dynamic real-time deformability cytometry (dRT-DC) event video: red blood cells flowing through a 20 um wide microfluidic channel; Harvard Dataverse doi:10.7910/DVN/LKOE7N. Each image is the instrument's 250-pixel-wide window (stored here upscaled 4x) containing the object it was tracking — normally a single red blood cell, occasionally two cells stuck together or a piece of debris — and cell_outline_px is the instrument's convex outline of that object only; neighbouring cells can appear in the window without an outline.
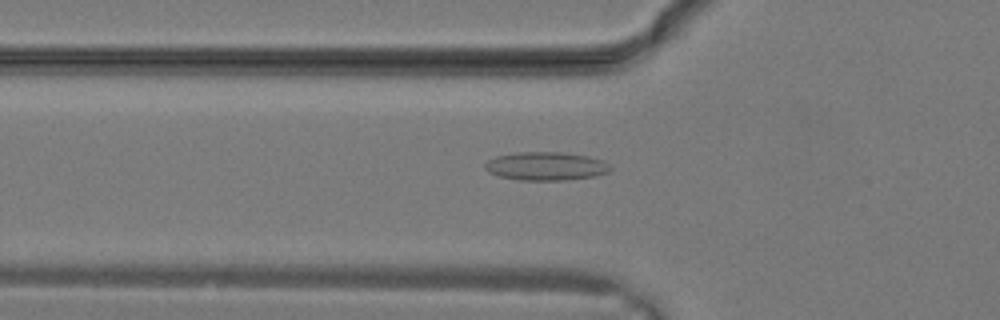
{"species": "common noctule bat (a hibernating species)", "species_latin": "Nyctalus noctula", "temperature_condition": "warm", "stored_images_in_passage": 22, "camera_frame_rate_fps": 3000, "um_per_image_px": 0.085, "animal": {"sex": "male", "body_mass_g": 19.2, "forearm_length_mm": 51.8}, "frame": {"image": 1, "passage_image": 3, "time_ms": 0.667, "image_size_px": [1000, 320], "cell_outline_px": [[612, 168], [608, 172], [596, 176], [564, 180], [520, 180], [500, 176], [488, 172], [484, 168], [484, 164], [488, 160], [496, 156], [516, 152], [560, 152], [588, 156], [604, 160]], "centroid_in_image_um": [46.4, 14.12], "position_along_channel_um": 79.4, "area_um2": 20.81}}
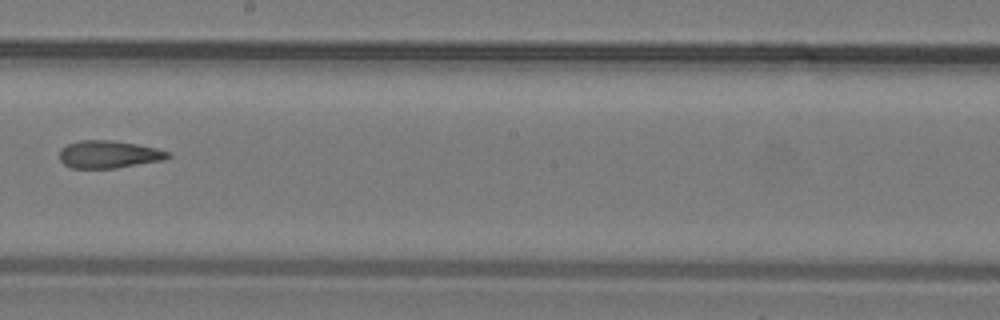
{"frame": {"image": 2, "passage_image": 10, "time_ms": 3.0, "image_size_px": [1000, 320], "cell_outline_px": [[172, 156], [164, 160], [116, 168], [72, 168], [64, 164], [60, 160], [60, 148], [68, 144], [80, 140], [112, 140], [136, 144], [156, 148], [168, 152]], "centroid_in_image_um": [9.24, 13.12], "position_along_channel_um": 239.0, "area_um2": 17.4}}
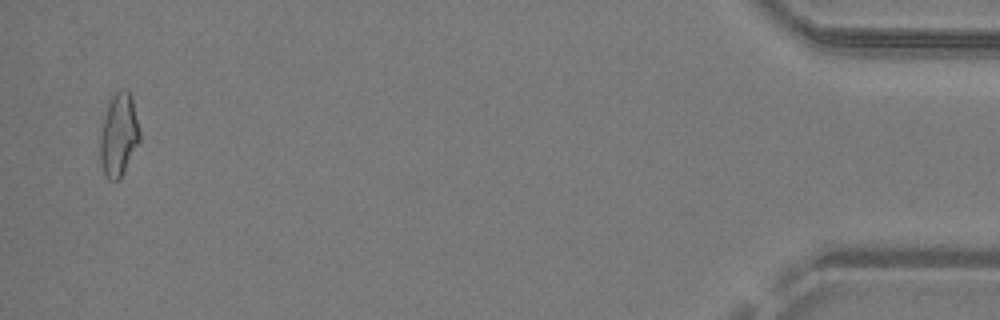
{"frame": {"image": 3, "passage_image": 22, "time_ms": 7.0, "image_size_px": [1000, 320], "cell_outline_px": [[140, 140], [120, 180], [108, 180], [100, 164], [100, 136], [104, 116], [108, 104], [112, 96], [116, 92], [124, 88], [128, 88], [132, 96], [140, 132]], "centroid_in_image_um": [10.1, 11.46], "position_along_channel_um": 425.1, "area_um2": 19.25}}